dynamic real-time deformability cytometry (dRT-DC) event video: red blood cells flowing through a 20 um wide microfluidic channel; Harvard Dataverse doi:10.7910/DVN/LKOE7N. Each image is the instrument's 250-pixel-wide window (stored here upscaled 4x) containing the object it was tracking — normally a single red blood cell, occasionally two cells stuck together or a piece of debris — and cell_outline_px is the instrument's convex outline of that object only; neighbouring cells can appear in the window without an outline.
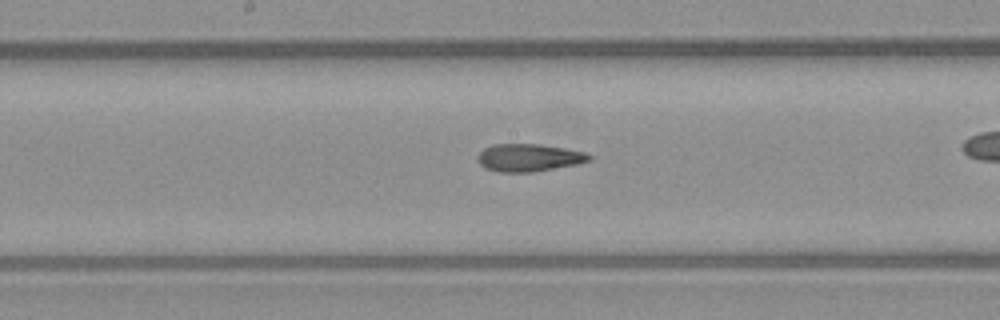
{"species": "common noctule bat (a hibernating species)", "species_latin": "Nyctalus noctula", "temperature_condition": "warm", "stored_images_in_passage": 31, "camera_frame_rate_fps": 3000, "um_per_image_px": 0.085, "animal": {"sex": "male", "body_mass_g": 23.1, "forearm_length_mm": 52.7}, "frame": {"image": 1, "passage_image": 18, "time_ms": 5.667, "image_size_px": [1000, 320], "cell_outline_px": [[592, 160], [576, 164], [532, 172], [500, 172], [484, 168], [480, 164], [480, 152], [484, 148], [492, 144], [540, 144], [564, 148], [584, 152], [592, 156]], "centroid_in_image_um": [44.97, 13.4], "position_along_channel_um": 203.2, "area_um2": 17.74}}
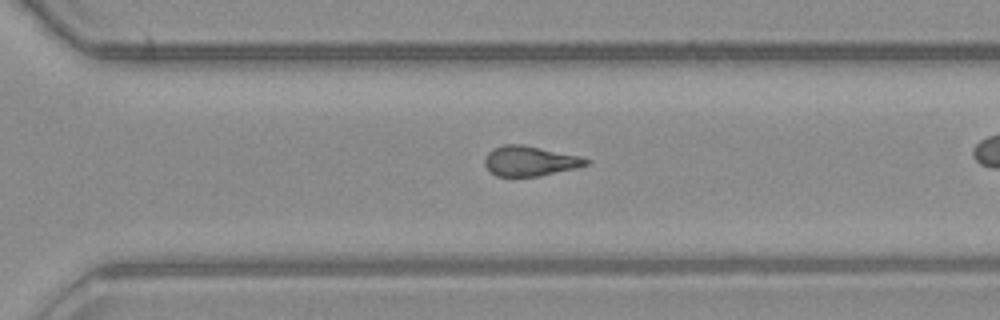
{"frame": {"image": 2, "passage_image": 27, "time_ms": 8.667, "image_size_px": [1000, 320], "cell_outline_px": [[592, 164], [576, 168], [540, 176], [496, 176], [484, 164], [484, 156], [492, 148], [504, 144], [520, 144], [580, 156], [592, 160]], "centroid_in_image_um": [45.06, 13.68], "position_along_channel_um": 325.5, "area_um2": 17.8}}